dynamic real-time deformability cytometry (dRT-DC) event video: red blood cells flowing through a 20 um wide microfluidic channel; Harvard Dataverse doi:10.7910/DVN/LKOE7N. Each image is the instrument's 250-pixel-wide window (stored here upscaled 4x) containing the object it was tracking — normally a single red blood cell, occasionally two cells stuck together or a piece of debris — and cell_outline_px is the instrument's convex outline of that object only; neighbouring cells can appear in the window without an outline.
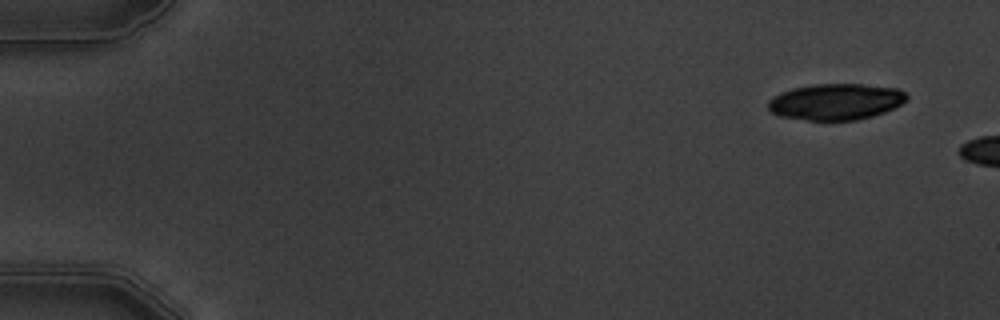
{"species": "common noctule bat (a hibernating species)", "species_latin": "Nyctalus noctula", "temperature_condition": "warm", "stored_images_in_passage": 3, "camera_frame_rate_fps": 3000, "um_per_image_px": 0.085, "animal": {"sex": "male", "body_mass_g": 19.5, "forearm_length_mm": 54.6}, "frame": {"image": 1, "passage_image": 1, "time_ms": 0.0, "image_size_px": [1000, 320], "cell_outline_px": [[908, 100], [884, 112], [872, 116], [856, 120], [808, 120], [780, 116], [772, 112], [768, 108], [768, 100], [772, 96], [780, 92], [792, 88], [816, 84], [860, 84], [900, 88], [908, 96]], "centroid_in_image_um": [71.04, 8.64], "position_along_channel_um": 14.0, "area_um2": 29.3}}